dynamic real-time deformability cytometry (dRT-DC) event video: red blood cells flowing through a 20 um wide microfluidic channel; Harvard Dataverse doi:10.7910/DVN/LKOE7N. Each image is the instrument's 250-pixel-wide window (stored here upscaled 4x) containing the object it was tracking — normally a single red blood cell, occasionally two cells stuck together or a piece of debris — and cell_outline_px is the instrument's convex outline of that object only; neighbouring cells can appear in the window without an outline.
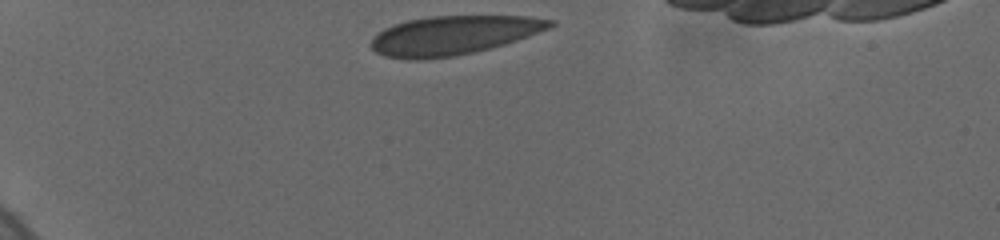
{"species": "human", "species_latin": "Homo sapiens", "temperature_condition": "cold", "stored_images_in_passage": 11, "camera_frame_rate_fps": 3000, "um_per_image_px": 0.085, "donor": {"sex": "female"}, "frame": {"image": 1, "passage_image": 1, "time_ms": 0.0, "image_size_px": [1000, 240], "cell_outline_px": [[556, 24], [548, 28], [516, 40], [504, 44], [472, 52], [452, 56], [416, 60], [408, 60], [384, 56], [376, 52], [368, 44], [384, 28], [408, 20], [432, 16], [528, 16], [556, 20]], "centroid_in_image_um": [38.52, 2.99], "position_along_channel_um": 46.5, "area_um2": 40.23}}
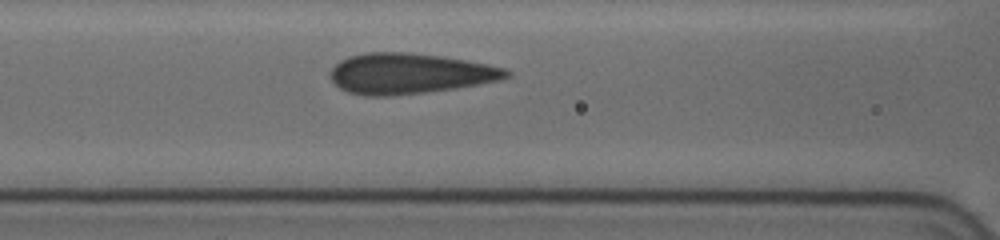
{"frame": {"image": 2, "passage_image": 7, "time_ms": 3.667, "image_size_px": [1000, 240], "cell_outline_px": [[512, 72], [508, 76], [500, 80], [452, 88], [424, 92], [384, 96], [372, 96], [348, 92], [340, 88], [332, 80], [328, 72], [340, 60], [348, 56], [364, 52], [408, 52], [444, 56], [488, 64], [504, 68]], "centroid_in_image_um": [34.78, 6.23], "position_along_channel_um": 131.8, "area_um2": 41.38}}
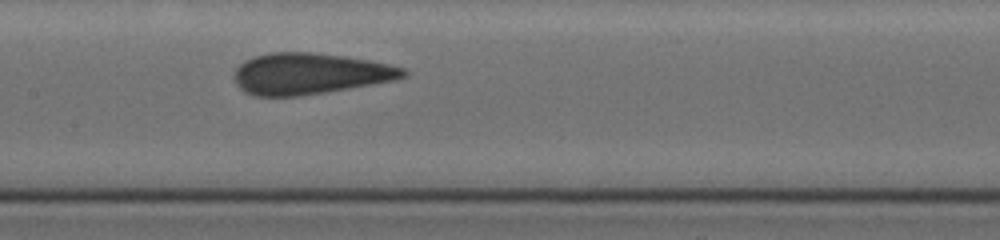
{"frame": {"image": 3, "passage_image": 10, "time_ms": 5.0, "image_size_px": [1000, 240], "cell_outline_px": [[408, 76], [396, 80], [324, 92], [296, 96], [256, 96], [244, 92], [236, 84], [232, 76], [236, 68], [244, 60], [256, 56], [272, 52], [312, 52], [344, 56], [368, 60], [388, 64], [404, 68], [408, 72]], "centroid_in_image_um": [26.31, 6.26], "position_along_channel_um": 181.1, "area_um2": 40.58}}